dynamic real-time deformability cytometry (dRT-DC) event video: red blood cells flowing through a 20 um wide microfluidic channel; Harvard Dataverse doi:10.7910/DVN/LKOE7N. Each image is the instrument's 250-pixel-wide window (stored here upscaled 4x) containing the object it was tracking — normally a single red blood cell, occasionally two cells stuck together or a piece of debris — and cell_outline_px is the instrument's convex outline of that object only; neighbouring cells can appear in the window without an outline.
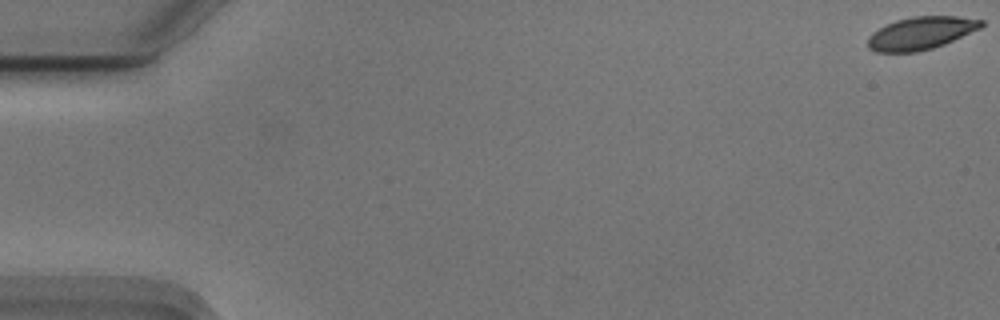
{"species": "Egyptian fruit bat (a non-hibernating species)", "species_latin": "Rousettus aegyptiacus", "temperature_condition": "cold", "stored_images_in_passage": 12, "camera_frame_rate_fps": 3000, "um_per_image_px": 0.085, "animal": {"sex": "male"}, "frame": {"image": 1, "passage_image": 1, "time_ms": 0.0, "image_size_px": [1000, 320], "cell_outline_px": [[984, 24], [980, 28], [944, 44], [920, 52], [876, 52], [868, 48], [868, 36], [872, 32], [896, 20], [912, 16], [956, 16], [984, 20]], "centroid_in_image_um": [78.27, 2.82], "position_along_channel_um": 6.7, "area_um2": 21.56}}